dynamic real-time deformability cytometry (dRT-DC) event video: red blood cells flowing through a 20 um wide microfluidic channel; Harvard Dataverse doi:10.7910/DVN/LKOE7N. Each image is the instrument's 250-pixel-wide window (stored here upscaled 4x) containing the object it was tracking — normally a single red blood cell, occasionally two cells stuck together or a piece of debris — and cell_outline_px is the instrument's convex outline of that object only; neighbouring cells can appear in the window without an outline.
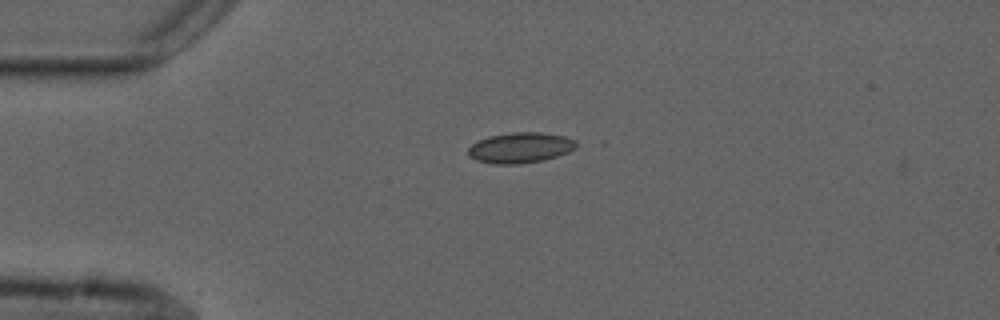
{"species": "common noctule bat (a hibernating species)", "species_latin": "Nyctalus noctula", "temperature_condition": "cold", "stored_images_in_passage": 3, "camera_frame_rate_fps": 3000, "um_per_image_px": 0.085, "animal": {"sex": "male", "forearm_length_mm": 52.5}, "frame": {"image": 1, "passage_image": 1, "time_ms": 0.0, "image_size_px": [1000, 320], "cell_outline_px": [[576, 148], [568, 152], [544, 160], [516, 164], [492, 164], [476, 160], [468, 156], [468, 148], [472, 144], [488, 136], [512, 132], [540, 132], [564, 136], [576, 140]], "centroid_in_image_um": [44.21, 12.55], "position_along_channel_um": 40.8, "area_um2": 19.25}}